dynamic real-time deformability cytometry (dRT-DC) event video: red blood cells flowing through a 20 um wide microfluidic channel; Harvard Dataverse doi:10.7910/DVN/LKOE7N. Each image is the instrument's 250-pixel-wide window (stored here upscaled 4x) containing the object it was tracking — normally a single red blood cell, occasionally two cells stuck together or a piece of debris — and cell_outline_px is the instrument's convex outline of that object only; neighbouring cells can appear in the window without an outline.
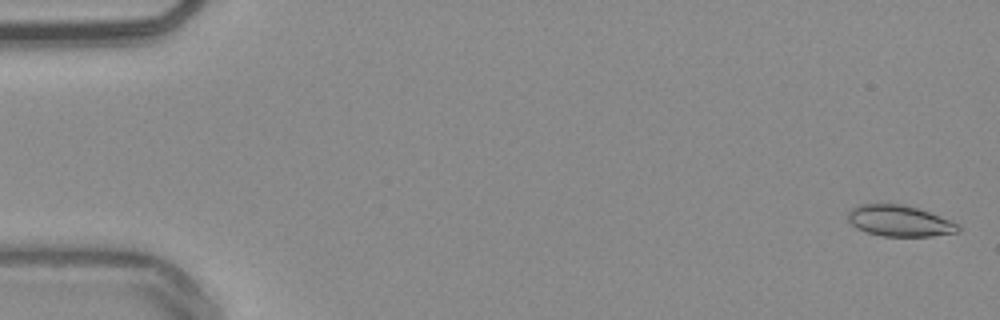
{"species": "common noctule bat (a hibernating species)", "species_latin": "Nyctalus noctula", "temperature_condition": "warm", "stored_images_in_passage": 24, "camera_frame_rate_fps": 3000, "um_per_image_px": 0.085, "animal": {"sex": "male", "body_mass_g": 20.4}, "frame": {"image": 1, "passage_image": 2, "time_ms": 0.333, "image_size_px": [1000, 320], "cell_outline_px": [[960, 232], [932, 236], [884, 236], [868, 232], [856, 228], [848, 220], [848, 212], [856, 204], [904, 204], [940, 216], [960, 224]], "centroid_in_image_um": [76.47, 18.77], "position_along_channel_um": 8.5, "area_um2": 19.94}}
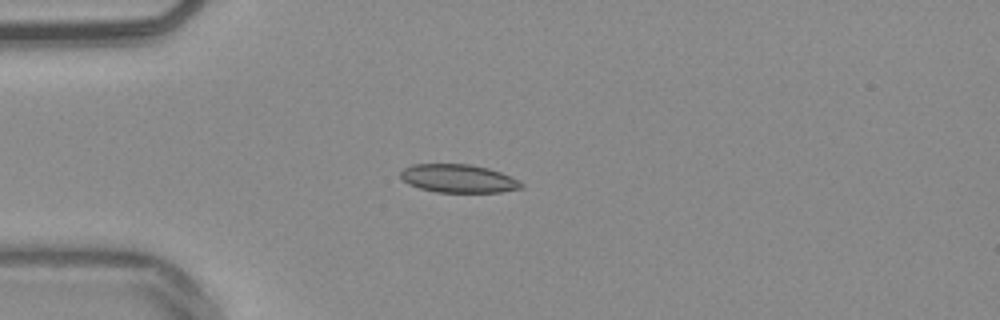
{"frame": {"image": 2, "passage_image": 15, "time_ms": 4.667, "image_size_px": [1000, 320], "cell_outline_px": [[524, 184], [520, 188], [500, 192], [436, 192], [420, 188], [408, 184], [400, 176], [400, 172], [404, 168], [412, 164], [472, 164], [488, 168], [500, 172], [520, 180]], "centroid_in_image_um": [38.96, 15.17], "position_along_channel_um": 46.0, "area_um2": 19.88}}
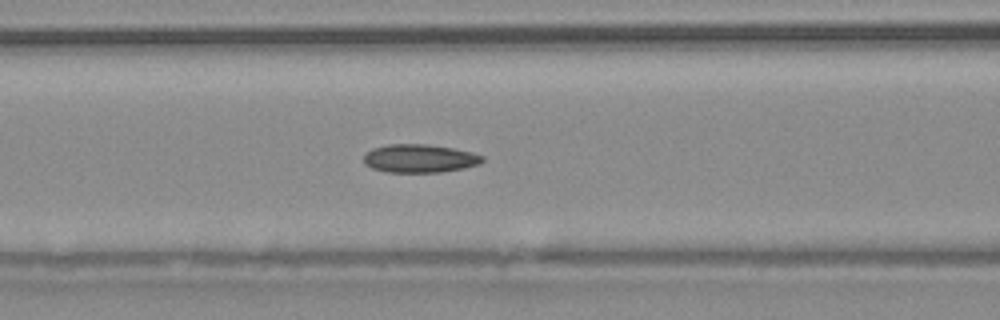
{"frame": {"image": 3, "passage_image": 23, "time_ms": 7.333, "image_size_px": [1000, 320], "cell_outline_px": [[484, 160], [480, 164], [464, 168], [440, 172], [388, 172], [372, 168], [364, 164], [364, 152], [372, 148], [388, 144], [428, 144], [452, 148], [472, 152], [484, 156]], "centroid_in_image_um": [35.66, 13.46], "position_along_channel_um": 130.9, "area_um2": 19.71}}